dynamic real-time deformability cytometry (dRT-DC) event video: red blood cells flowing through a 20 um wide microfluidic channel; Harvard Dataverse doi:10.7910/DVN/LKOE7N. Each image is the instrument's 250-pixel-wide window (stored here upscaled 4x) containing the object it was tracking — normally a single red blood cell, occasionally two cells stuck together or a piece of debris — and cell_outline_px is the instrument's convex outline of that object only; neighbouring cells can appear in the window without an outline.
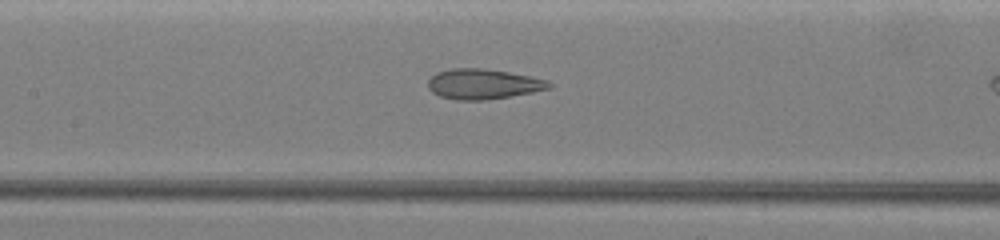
{"species": "common noctule bat (a hibernating species)", "species_latin": "Nyctalus noctula", "temperature_condition": "warm", "stored_images_in_passage": 11, "camera_frame_rate_fps": 3000, "um_per_image_px": 0.085, "animal": {"sex": "female", "body_mass_g": 19.5, "forearm_length_mm": 54.1}, "frame": {"image": 1, "passage_image": 10, "time_ms": 3.0, "image_size_px": [1000, 240], "cell_outline_px": [[552, 88], [532, 92], [484, 100], [456, 100], [440, 96], [432, 92], [428, 88], [428, 80], [436, 72], [452, 68], [484, 68], [508, 72], [548, 80], [552, 84]], "centroid_in_image_um": [41.05, 7.14], "position_along_channel_um": 166.4, "area_um2": 21.21}}